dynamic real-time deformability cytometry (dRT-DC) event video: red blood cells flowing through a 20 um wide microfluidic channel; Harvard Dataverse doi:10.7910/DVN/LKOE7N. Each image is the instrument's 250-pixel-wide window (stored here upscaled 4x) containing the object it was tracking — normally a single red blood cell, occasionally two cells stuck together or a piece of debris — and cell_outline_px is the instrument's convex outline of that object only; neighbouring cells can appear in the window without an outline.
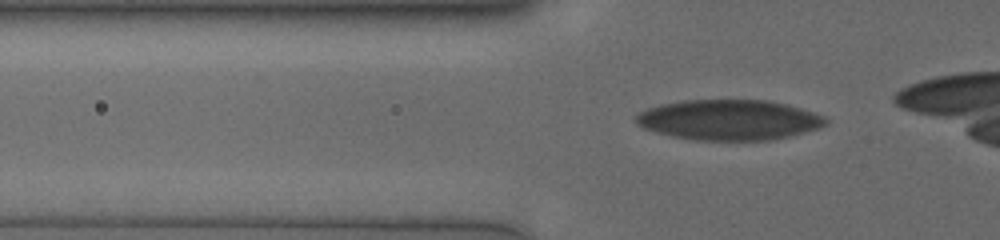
{"species": "human", "species_latin": "Homo sapiens", "temperature_condition": "cold", "stored_images_in_passage": 34, "camera_frame_rate_fps": 3000, "um_per_image_px": 0.085, "donor": {"sex": "male"}, "frame": {"image": 1, "passage_image": 5, "time_ms": 1.333, "image_size_px": [1000, 240], "cell_outline_px": [[828, 124], [820, 128], [772, 140], [696, 140], [672, 136], [656, 132], [644, 128], [636, 124], [636, 116], [640, 112], [648, 108], [660, 104], [684, 100], [768, 100], [788, 104], [824, 116], [828, 120]], "centroid_in_image_um": [61.98, 10.19], "position_along_channel_um": 63.8, "area_um2": 44.62}}
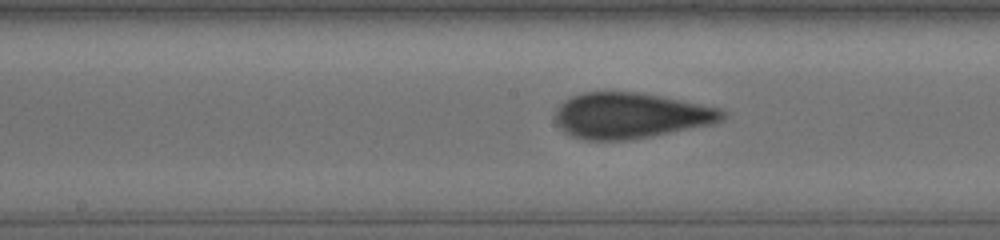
{"frame": {"image": 2, "passage_image": 16, "time_ms": 5.0, "image_size_px": [1000, 240], "cell_outline_px": [[728, 116], [724, 120], [716, 124], [652, 136], [628, 140], [584, 140], [572, 136], [564, 132], [560, 128], [556, 120], [556, 108], [568, 96], [584, 92], [636, 92], [680, 100], [720, 108], [728, 112]], "centroid_in_image_um": [53.63, 9.83], "position_along_channel_um": 194.6, "area_um2": 44.85}}
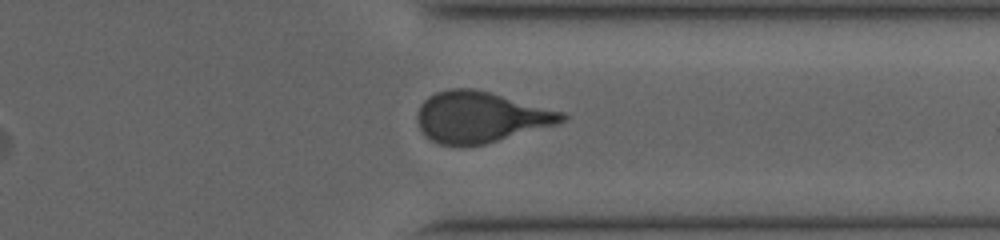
{"frame": {"image": 3, "passage_image": 30, "time_ms": 9.667, "image_size_px": [1000, 240], "cell_outline_px": [[568, 120], [556, 124], [484, 144], [440, 144], [432, 140], [420, 128], [416, 120], [416, 116], [420, 104], [428, 96], [436, 92], [452, 88], [472, 88], [488, 92], [564, 112], [568, 116]], "centroid_in_image_um": [40.83, 9.93], "position_along_channel_um": 370.6, "area_um2": 42.25}}